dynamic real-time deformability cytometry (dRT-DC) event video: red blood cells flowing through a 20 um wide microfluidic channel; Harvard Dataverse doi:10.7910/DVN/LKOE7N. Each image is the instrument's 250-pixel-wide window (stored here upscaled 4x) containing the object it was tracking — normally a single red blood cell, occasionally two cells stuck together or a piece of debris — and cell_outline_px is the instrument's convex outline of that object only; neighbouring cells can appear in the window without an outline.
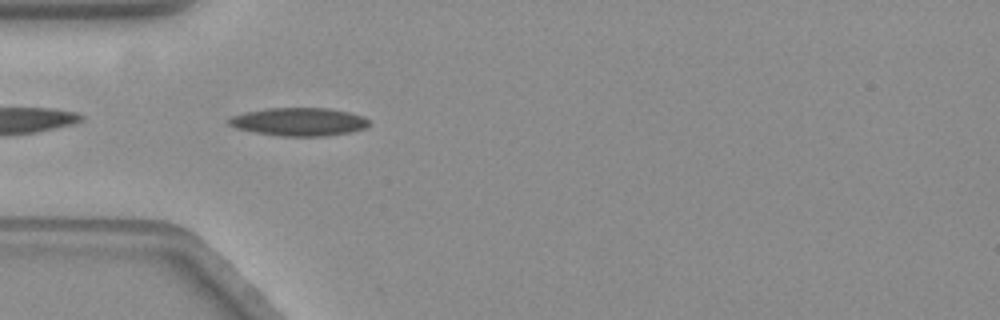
{"species": "common noctule bat (a hibernating species)", "species_latin": "Nyctalus noctula", "temperature_condition": "warm", "stored_images_in_passage": 6, "camera_frame_rate_fps": 3000, "um_per_image_px": 0.085, "animal": {"sex": "female", "body_mass_g": 19.3, "forearm_length_mm": 54.1}, "frame": {"image": 1, "passage_image": 2, "time_ms": 0.333, "image_size_px": [1000, 320], "cell_outline_px": [[368, 124], [364, 128], [352, 132], [324, 136], [280, 136], [256, 132], [236, 128], [228, 124], [228, 120], [232, 116], [244, 112], [268, 108], [328, 108], [348, 112], [364, 116], [368, 120]], "centroid_in_image_um": [25.41, 10.35], "position_along_channel_um": 59.6, "area_um2": 22.89}}